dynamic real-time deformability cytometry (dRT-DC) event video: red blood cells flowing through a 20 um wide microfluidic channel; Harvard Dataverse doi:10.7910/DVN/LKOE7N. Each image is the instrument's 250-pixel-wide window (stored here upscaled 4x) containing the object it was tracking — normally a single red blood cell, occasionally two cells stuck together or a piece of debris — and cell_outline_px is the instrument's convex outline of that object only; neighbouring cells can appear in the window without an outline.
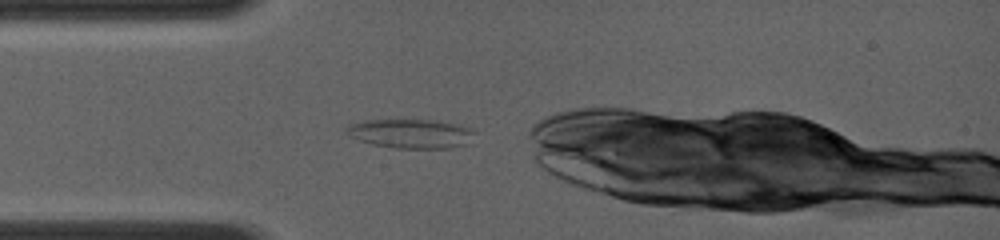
{"species": "common noctule bat (a hibernating species)", "species_latin": "Nyctalus noctula", "temperature_condition": "room temperature", "stored_images_in_passage": 1, "camera_frame_rate_fps": 4000, "um_per_image_px": 0.085, "animal": {"sex": "female", "body_mass_g": 19.0, "forearm_length_mm": 56.7}, "frame": {"image": 1, "passage_image": 1, "time_ms": 0.0, "image_size_px": [1000, 240], "cell_outline_px": [[476, 132], [468, 144], [452, 148], [396, 148], [372, 144], [348, 136], [344, 132], [344, 128], [348, 124], [364, 120], [436, 120], [460, 124], [472, 128]], "centroid_in_image_um": [34.93, 11.35], "position_along_channel_um": 50.1, "area_um2": 22.2}}